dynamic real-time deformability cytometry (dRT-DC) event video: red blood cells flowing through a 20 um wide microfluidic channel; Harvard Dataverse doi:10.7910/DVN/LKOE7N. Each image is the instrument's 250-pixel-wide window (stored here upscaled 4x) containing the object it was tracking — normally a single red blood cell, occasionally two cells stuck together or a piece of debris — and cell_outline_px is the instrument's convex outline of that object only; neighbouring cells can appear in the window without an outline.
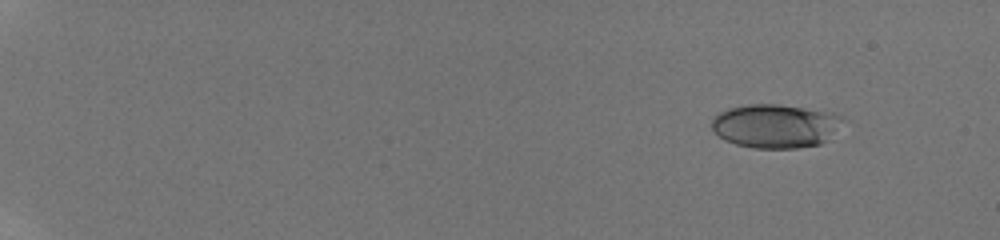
{"species": "human", "species_latin": "Homo sapiens", "temperature_condition": "room temperature", "stored_images_in_passage": 41, "camera_frame_rate_fps": 3000, "um_per_image_px": 0.085, "donor": {"sex": "male"}, "frame": {"image": 1, "passage_image": 2, "time_ms": 0.333, "image_size_px": [1000, 240], "cell_outline_px": [[848, 120], [820, 144], [796, 148], [752, 148], [736, 144], [724, 140], [712, 128], [712, 116], [728, 108], [748, 104], [776, 104], [832, 112]], "centroid_in_image_um": [65.91, 10.7], "position_along_channel_um": 19.1, "area_um2": 33.47}}
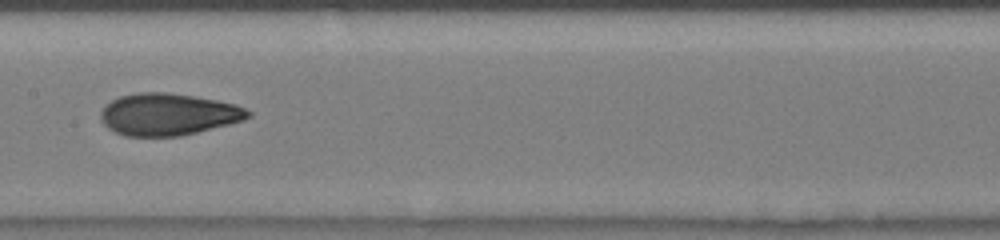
{"frame": {"image": 2, "passage_image": 22, "time_ms": 9.0, "image_size_px": [1000, 240], "cell_outline_px": [[252, 116], [244, 120], [180, 136], [124, 136], [108, 128], [100, 120], [100, 112], [112, 100], [120, 96], [140, 92], [164, 92], [192, 96], [216, 100], [236, 104], [252, 112]], "centroid_in_image_um": [14.29, 9.72], "position_along_channel_um": 193.1, "area_um2": 35.84}}
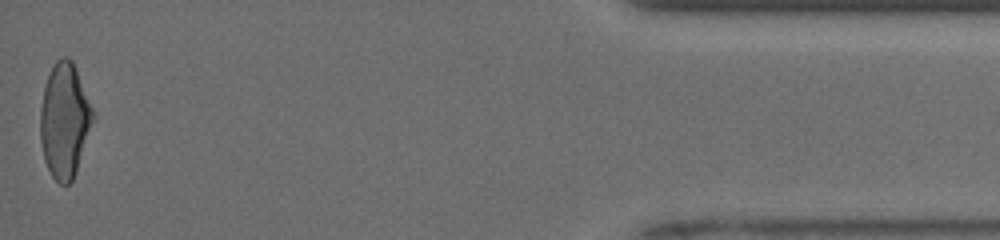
{"frame": {"image": 3, "passage_image": 41, "time_ms": 16.333, "image_size_px": [1000, 240], "cell_outline_px": [[92, 120], [76, 172], [72, 180], [68, 184], [60, 184], [52, 176], [44, 160], [40, 140], [40, 108], [44, 88], [48, 76], [56, 60], [60, 56], [64, 56], [72, 60], [76, 68], [92, 108]], "centroid_in_image_um": [5.45, 10.23], "position_along_channel_um": 429.8, "area_um2": 34.51}, "authors_computed_cell_mechanics": {"area_um2": 34.5066, "velocity_mm_per_s": 4.1014, "shape_relaxation_time_tau1_ms": 4.2048, "shape_relaxation_time_tau2_ms": 1.411, "deformation_change_tau1": 0.1731, "deformation_change_tau2": 0.0656}}